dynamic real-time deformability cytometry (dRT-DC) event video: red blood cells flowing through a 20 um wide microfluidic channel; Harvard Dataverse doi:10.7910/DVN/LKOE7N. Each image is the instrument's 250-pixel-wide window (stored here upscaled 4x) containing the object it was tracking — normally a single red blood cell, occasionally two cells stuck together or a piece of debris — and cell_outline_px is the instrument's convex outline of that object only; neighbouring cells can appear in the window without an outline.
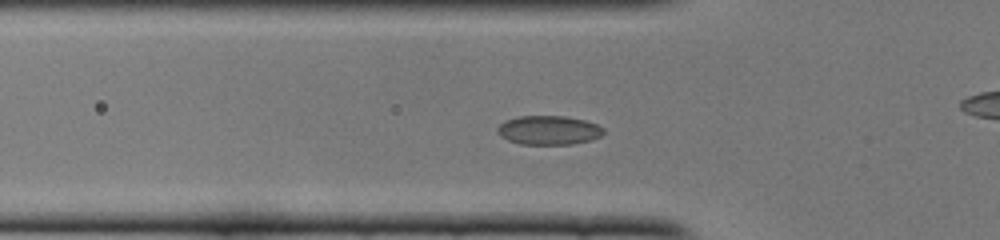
{"species": "common noctule bat (a hibernating species)", "species_latin": "Nyctalus noctula", "temperature_condition": "cold", "stored_images_in_passage": 48, "camera_frame_rate_fps": 3000, "um_per_image_px": 0.085, "animal": {"sex": "female", "body_mass_g": 22.0, "forearm_length_mm": 56.7}, "frame": {"image": 1, "passage_image": 13, "time_ms": 4.0, "image_size_px": [1000, 240], "cell_outline_px": [[604, 132], [600, 136], [592, 140], [572, 144], [520, 144], [508, 140], [500, 136], [496, 132], [496, 128], [504, 120], [516, 116], [564, 116], [584, 120], [596, 124], [604, 128]], "centroid_in_image_um": [46.6, 11.06], "position_along_channel_um": 79.2, "area_um2": 18.09}}
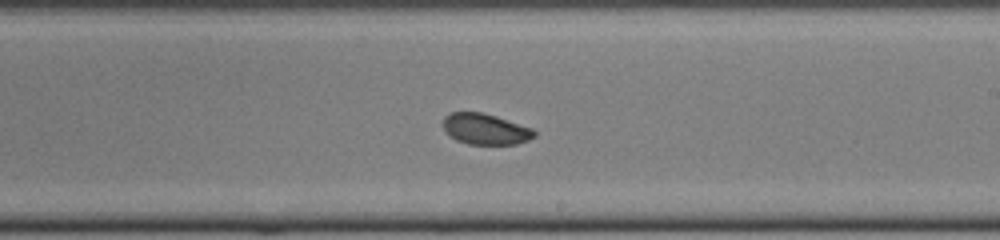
{"frame": {"image": 2, "passage_image": 26, "time_ms": 8.333, "image_size_px": [1000, 240], "cell_outline_px": [[536, 136], [528, 140], [516, 144], [468, 144], [456, 140], [448, 136], [444, 132], [444, 116], [452, 112], [484, 112], [532, 128], [536, 132]], "centroid_in_image_um": [41.24, 10.97], "position_along_channel_um": 247.8, "area_um2": 16.53}}
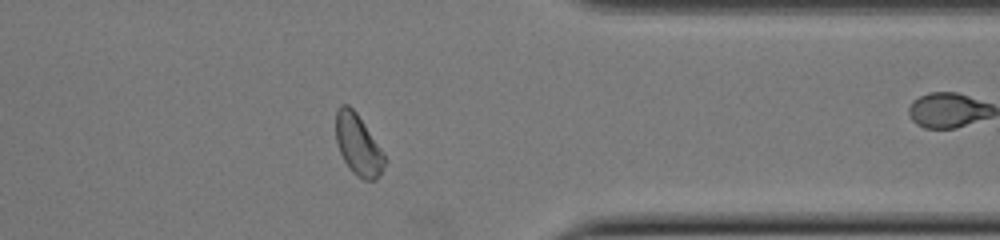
{"frame": {"image": 3, "passage_image": 37, "time_ms": 12.0, "image_size_px": [1000, 240], "cell_outline_px": [[388, 160], [376, 180], [364, 180], [356, 176], [348, 168], [336, 144], [336, 112], [340, 104], [348, 104], [356, 112], [384, 152]], "centroid_in_image_um": [30.45, 12.33], "position_along_channel_um": 380.9, "area_um2": 17.51}, "authors_computed_cell_mechanics": {"area_um2": 17.5134, "velocity_mm_per_s": 3.9062, "shape_relaxation_time_tau1_ms": 3.5739, "shape_relaxation_time_tau2_ms": null, "deformation_change_tau1": 0.0738, "deformation_change_tau2": null}}